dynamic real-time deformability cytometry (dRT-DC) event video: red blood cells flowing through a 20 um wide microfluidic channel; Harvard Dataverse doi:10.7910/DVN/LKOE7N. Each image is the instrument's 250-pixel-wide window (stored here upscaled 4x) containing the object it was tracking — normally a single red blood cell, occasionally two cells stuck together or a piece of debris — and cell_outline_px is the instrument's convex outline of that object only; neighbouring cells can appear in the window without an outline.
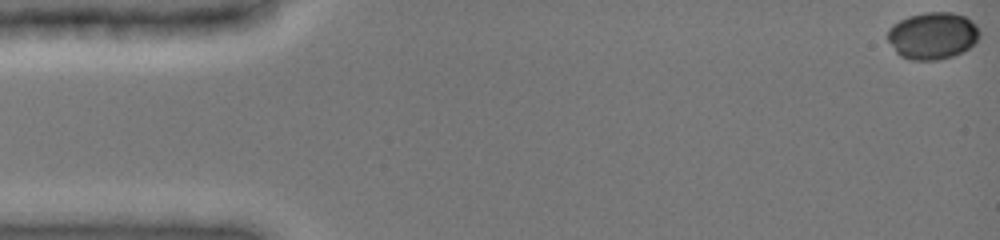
{"species": "common noctule bat (a hibernating species)", "species_latin": "Nyctalus noctula", "temperature_condition": "cold", "stored_images_in_passage": 8, "camera_frame_rate_fps": 3000, "um_per_image_px": 0.085, "animal": {"sex": "female", "body_mass_g": 19.0, "forearm_length_mm": 51.5}, "frame": {"image": 1, "passage_image": 1, "time_ms": 0.0, "image_size_px": [1000, 240], "cell_outline_px": [[980, 36], [976, 44], [964, 52], [952, 56], [936, 60], [912, 60], [900, 56], [896, 52], [888, 40], [888, 28], [892, 24], [908, 16], [924, 12], [952, 12], [964, 16], [972, 20], [980, 28]], "centroid_in_image_um": [79.31, 3.03], "position_along_channel_um": 5.7, "area_um2": 25.61}}
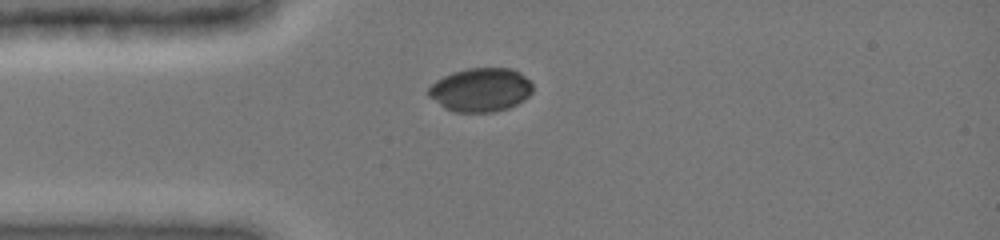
{"frame": {"image": 2, "passage_image": 7, "time_ms": 4.0, "image_size_px": [1000, 240], "cell_outline_px": [[532, 92], [524, 100], [508, 108], [492, 112], [456, 112], [444, 108], [428, 96], [428, 88], [436, 80], [452, 72], [468, 68], [512, 68], [520, 72], [532, 84]], "centroid_in_image_um": [40.84, 7.63], "position_along_channel_um": 44.2, "area_um2": 26.59}}